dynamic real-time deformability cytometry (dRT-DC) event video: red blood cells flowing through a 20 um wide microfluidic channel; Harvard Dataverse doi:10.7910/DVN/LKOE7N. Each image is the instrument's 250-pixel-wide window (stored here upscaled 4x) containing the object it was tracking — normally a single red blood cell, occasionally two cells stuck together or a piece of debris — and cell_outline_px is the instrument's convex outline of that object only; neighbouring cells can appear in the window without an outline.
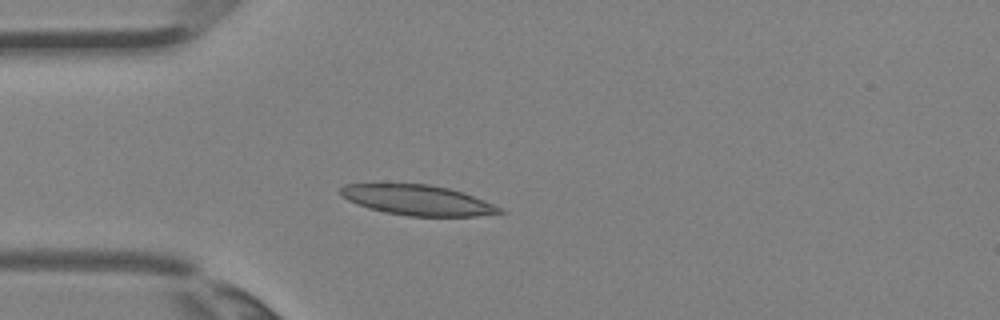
{"species": "Egyptian fruit bat (a non-hibernating species)", "species_latin": "Rousettus aegyptiacus", "temperature_condition": "room temperature", "stored_images_in_passage": 2, "camera_frame_rate_fps": 3000, "um_per_image_px": 0.085, "animal": {"sex": "female"}, "frame": {"image": 1, "passage_image": 2, "time_ms": 0.333, "image_size_px": [1000, 320], "cell_outline_px": [[504, 212], [476, 216], [408, 216], [384, 212], [368, 208], [356, 204], [348, 200], [340, 192], [340, 188], [344, 184], [432, 184], [464, 192], [492, 204], [500, 208]], "centroid_in_image_um": [35.47, 17.01], "position_along_channel_um": 49.5, "area_um2": 27.8}}